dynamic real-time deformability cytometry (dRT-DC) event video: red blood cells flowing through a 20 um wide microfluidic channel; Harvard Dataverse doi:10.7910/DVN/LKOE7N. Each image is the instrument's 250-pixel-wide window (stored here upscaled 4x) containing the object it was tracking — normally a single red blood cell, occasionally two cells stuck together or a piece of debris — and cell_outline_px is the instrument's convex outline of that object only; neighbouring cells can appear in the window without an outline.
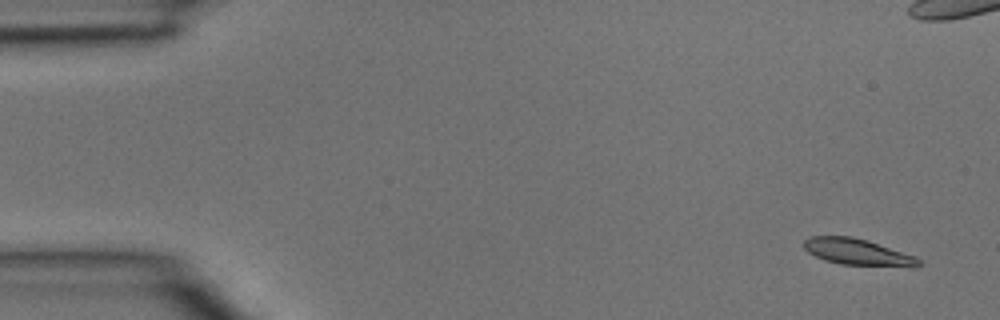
{"species": "common noctule bat (a hibernating species)", "species_latin": "Nyctalus noctula", "temperature_condition": "room temperature", "stored_images_in_passage": 3, "segment_of_instrument_passage": [2, 2], "camera_frame_rate_fps": 3000, "um_per_image_px": 0.085, "animal": {"sex": "male", "body_mass_g": 15.6}, "frame": {"image": 1, "passage_image": 3, "time_ms": 0.667, "image_size_px": [1000, 320], "cell_outline_px": [[920, 264], [916, 268], [912, 268], [840, 264], [824, 260], [808, 252], [804, 248], [804, 240], [808, 236], [852, 236], [868, 240], [916, 256], [920, 260]], "centroid_in_image_um": [72.94, 21.43], "position_along_channel_um": 12.1, "area_um2": 18.03}}